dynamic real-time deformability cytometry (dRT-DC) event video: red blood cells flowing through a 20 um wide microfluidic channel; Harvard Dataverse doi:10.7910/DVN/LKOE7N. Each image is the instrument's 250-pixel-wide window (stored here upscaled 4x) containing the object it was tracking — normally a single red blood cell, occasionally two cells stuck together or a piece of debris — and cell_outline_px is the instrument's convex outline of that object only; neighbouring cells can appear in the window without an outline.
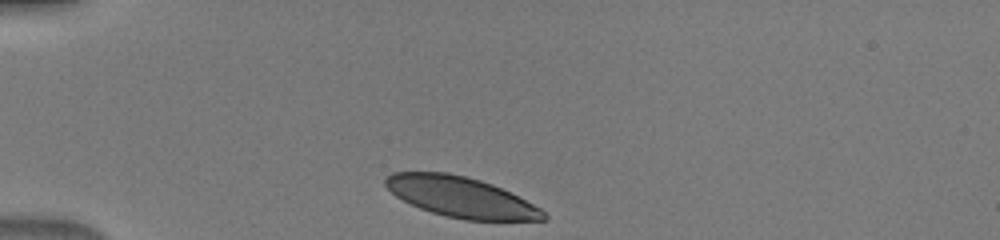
{"species": "human", "species_latin": "Homo sapiens", "temperature_condition": "warm", "stored_images_in_passage": 33, "camera_frame_rate_fps": 3000, "um_per_image_px": 0.085, "donor": {"sex": "male"}, "frame": {"image": 1, "passage_image": 1, "time_ms": 0.0, "image_size_px": [1000, 240], "cell_outline_px": [[548, 220], [464, 220], [432, 212], [420, 208], [396, 196], [384, 184], [384, 180], [392, 172], [448, 172], [480, 180], [492, 184], [540, 208], [548, 216]], "centroid_in_image_um": [39.17, 16.75], "position_along_channel_um": 45.8, "area_um2": 36.7}}
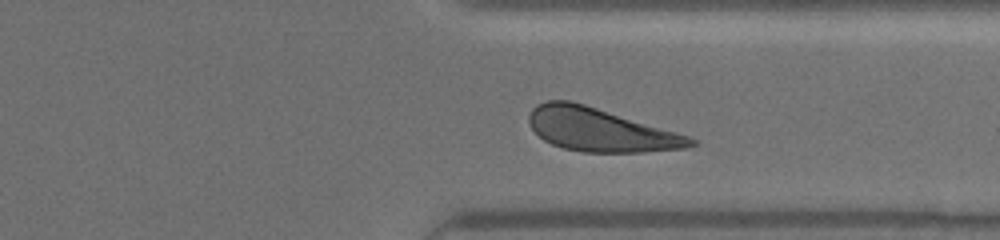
{"frame": {"image": 2, "passage_image": 27, "time_ms": 8.667, "image_size_px": [1000, 240], "cell_outline_px": [[696, 144], [688, 148], [644, 152], [580, 152], [564, 148], [552, 144], [544, 140], [532, 128], [528, 120], [528, 116], [532, 108], [536, 104], [548, 100], [572, 100], [676, 132], [688, 136], [696, 140]], "centroid_in_image_um": [51.0, 11.03], "position_along_channel_um": 360.4, "area_um2": 40.58}}
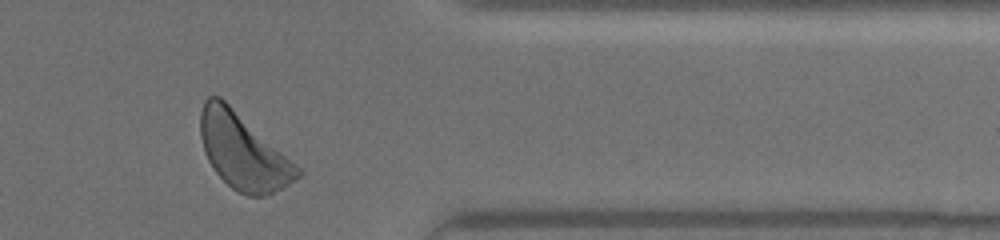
{"frame": {"image": 3, "passage_image": 30, "time_ms": 9.667, "image_size_px": [1000, 240], "cell_outline_px": [[304, 172], [300, 176], [288, 184], [268, 196], [248, 196], [232, 188], [216, 172], [208, 160], [204, 152], [200, 136], [200, 112], [204, 100], [208, 96], [220, 96], [300, 168]], "centroid_in_image_um": [20.63, 12.88], "position_along_channel_um": 390.8, "area_um2": 42.25}}